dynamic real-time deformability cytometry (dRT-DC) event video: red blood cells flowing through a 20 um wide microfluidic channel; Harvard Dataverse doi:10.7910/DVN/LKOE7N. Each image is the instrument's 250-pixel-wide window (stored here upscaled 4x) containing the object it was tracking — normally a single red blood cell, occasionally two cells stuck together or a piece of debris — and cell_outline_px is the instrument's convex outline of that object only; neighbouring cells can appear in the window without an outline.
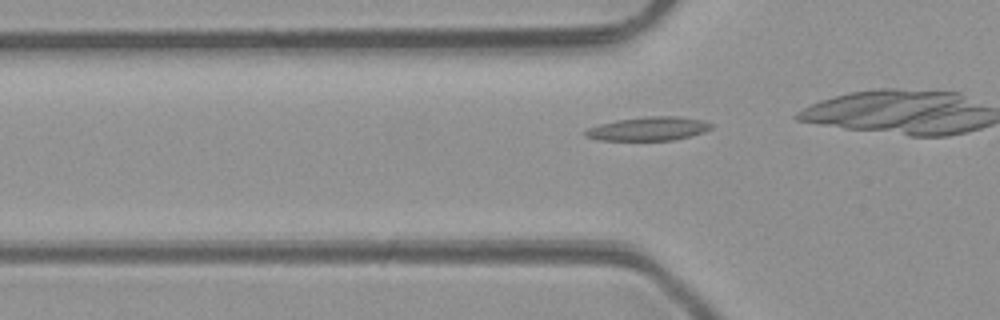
{"species": "common noctule bat (a hibernating species)", "species_latin": "Nyctalus noctula", "temperature_condition": "room temperature", "stored_images_in_passage": 5, "camera_frame_rate_fps": 3000, "um_per_image_px": 0.085, "animal": {"sex": "male", "body_mass_g": 23.1, "forearm_length_mm": 52.7}, "frame": {"image": 1, "passage_image": 5, "time_ms": 5.667, "image_size_px": [1000, 320], "cell_outline_px": [[712, 128], [704, 132], [672, 140], [596, 140], [584, 136], [584, 132], [588, 128], [600, 124], [616, 120], [644, 116], [676, 116], [704, 120], [712, 124]], "centroid_in_image_um": [55.1, 10.94], "position_along_channel_um": 70.7, "area_um2": 17.4}}